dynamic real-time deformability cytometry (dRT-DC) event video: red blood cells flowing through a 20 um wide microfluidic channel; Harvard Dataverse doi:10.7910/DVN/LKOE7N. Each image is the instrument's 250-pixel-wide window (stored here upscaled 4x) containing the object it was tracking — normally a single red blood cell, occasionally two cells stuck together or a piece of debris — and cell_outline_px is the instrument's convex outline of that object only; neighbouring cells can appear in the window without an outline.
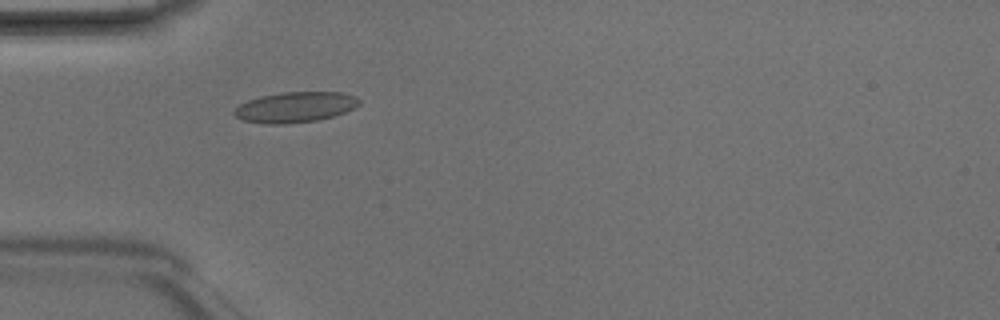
{"species": "Egyptian fruit bat (a non-hibernating species)", "species_latin": "Rousettus aegyptiacus", "temperature_condition": "room temperature", "stored_images_in_passage": 7, "camera_frame_rate_fps": 3000, "um_per_image_px": 0.085, "animal": {"sex": "male"}, "frame": {"image": 1, "passage_image": 5, "time_ms": 1.333, "image_size_px": [1000, 320], "cell_outline_px": [[360, 104], [356, 108], [332, 116], [316, 120], [288, 124], [264, 124], [244, 120], [236, 116], [232, 112], [240, 104], [248, 100], [260, 96], [284, 92], [340, 92], [356, 96], [360, 100]], "centroid_in_image_um": [25.11, 9.1], "position_along_channel_um": 59.9, "area_um2": 22.2}}